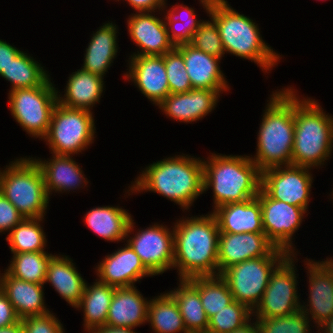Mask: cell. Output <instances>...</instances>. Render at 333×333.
Returning <instances> with one entry per match:
<instances>
[{"instance_id":"cell-1","label":"cell","mask_w":333,"mask_h":333,"mask_svg":"<svg viewBox=\"0 0 333 333\" xmlns=\"http://www.w3.org/2000/svg\"><path fill=\"white\" fill-rule=\"evenodd\" d=\"M141 171L128 187L129 195L151 191L188 211L195 199L204 193L203 159L200 157L182 153L153 162Z\"/></svg>"},{"instance_id":"cell-2","label":"cell","mask_w":333,"mask_h":333,"mask_svg":"<svg viewBox=\"0 0 333 333\" xmlns=\"http://www.w3.org/2000/svg\"><path fill=\"white\" fill-rule=\"evenodd\" d=\"M174 223V263L179 279L218 275L219 228L212 213Z\"/></svg>"},{"instance_id":"cell-3","label":"cell","mask_w":333,"mask_h":333,"mask_svg":"<svg viewBox=\"0 0 333 333\" xmlns=\"http://www.w3.org/2000/svg\"><path fill=\"white\" fill-rule=\"evenodd\" d=\"M199 1L217 26L225 53L251 60L266 73L280 62L282 55L267 45L258 24L249 16L233 9L227 0Z\"/></svg>"},{"instance_id":"cell-4","label":"cell","mask_w":333,"mask_h":333,"mask_svg":"<svg viewBox=\"0 0 333 333\" xmlns=\"http://www.w3.org/2000/svg\"><path fill=\"white\" fill-rule=\"evenodd\" d=\"M267 102L257 134L256 155L250 157L261 172L291 165L294 145L293 87L275 90Z\"/></svg>"},{"instance_id":"cell-5","label":"cell","mask_w":333,"mask_h":333,"mask_svg":"<svg viewBox=\"0 0 333 333\" xmlns=\"http://www.w3.org/2000/svg\"><path fill=\"white\" fill-rule=\"evenodd\" d=\"M209 154L203 159V188L213 189L214 209L257 197L261 171L250 156Z\"/></svg>"},{"instance_id":"cell-6","label":"cell","mask_w":333,"mask_h":333,"mask_svg":"<svg viewBox=\"0 0 333 333\" xmlns=\"http://www.w3.org/2000/svg\"><path fill=\"white\" fill-rule=\"evenodd\" d=\"M294 123L291 165L321 167L332 155L333 116L326 114L315 99H300L294 89Z\"/></svg>"},{"instance_id":"cell-7","label":"cell","mask_w":333,"mask_h":333,"mask_svg":"<svg viewBox=\"0 0 333 333\" xmlns=\"http://www.w3.org/2000/svg\"><path fill=\"white\" fill-rule=\"evenodd\" d=\"M0 192L24 218H44L50 201L40 166L33 157H20L0 170Z\"/></svg>"},{"instance_id":"cell-8","label":"cell","mask_w":333,"mask_h":333,"mask_svg":"<svg viewBox=\"0 0 333 333\" xmlns=\"http://www.w3.org/2000/svg\"><path fill=\"white\" fill-rule=\"evenodd\" d=\"M94 122L92 111L68 108L57 103L52 112L49 130L43 140L49 145L51 154L74 156L94 143Z\"/></svg>"},{"instance_id":"cell-9","label":"cell","mask_w":333,"mask_h":333,"mask_svg":"<svg viewBox=\"0 0 333 333\" xmlns=\"http://www.w3.org/2000/svg\"><path fill=\"white\" fill-rule=\"evenodd\" d=\"M49 77L41 86L9 91L8 103L12 117L31 137L43 139L58 103L57 90Z\"/></svg>"},{"instance_id":"cell-10","label":"cell","mask_w":333,"mask_h":333,"mask_svg":"<svg viewBox=\"0 0 333 333\" xmlns=\"http://www.w3.org/2000/svg\"><path fill=\"white\" fill-rule=\"evenodd\" d=\"M288 256H264L245 260L225 269L220 276L226 281L233 299L251 311L260 302L271 274Z\"/></svg>"},{"instance_id":"cell-11","label":"cell","mask_w":333,"mask_h":333,"mask_svg":"<svg viewBox=\"0 0 333 333\" xmlns=\"http://www.w3.org/2000/svg\"><path fill=\"white\" fill-rule=\"evenodd\" d=\"M289 255L271 274L269 284L258 305L252 311L255 318H273L291 315L301 309L297 291V274L294 260Z\"/></svg>"},{"instance_id":"cell-12","label":"cell","mask_w":333,"mask_h":333,"mask_svg":"<svg viewBox=\"0 0 333 333\" xmlns=\"http://www.w3.org/2000/svg\"><path fill=\"white\" fill-rule=\"evenodd\" d=\"M135 222L131 219L127 230L126 243L139 256L144 267L153 275H159L173 269L174 263V232L163 224L150 225L146 229L135 232ZM168 227V228H167Z\"/></svg>"},{"instance_id":"cell-13","label":"cell","mask_w":333,"mask_h":333,"mask_svg":"<svg viewBox=\"0 0 333 333\" xmlns=\"http://www.w3.org/2000/svg\"><path fill=\"white\" fill-rule=\"evenodd\" d=\"M257 198L261 204L262 226L268 240L289 255H297L293 247L294 233L299 230L308 210L270 198L261 188Z\"/></svg>"},{"instance_id":"cell-14","label":"cell","mask_w":333,"mask_h":333,"mask_svg":"<svg viewBox=\"0 0 333 333\" xmlns=\"http://www.w3.org/2000/svg\"><path fill=\"white\" fill-rule=\"evenodd\" d=\"M311 168L277 166L261 172V189L274 200L308 209L313 177Z\"/></svg>"},{"instance_id":"cell-15","label":"cell","mask_w":333,"mask_h":333,"mask_svg":"<svg viewBox=\"0 0 333 333\" xmlns=\"http://www.w3.org/2000/svg\"><path fill=\"white\" fill-rule=\"evenodd\" d=\"M264 256H289V254L276 248L265 233L219 232L218 275L230 266Z\"/></svg>"},{"instance_id":"cell-16","label":"cell","mask_w":333,"mask_h":333,"mask_svg":"<svg viewBox=\"0 0 333 333\" xmlns=\"http://www.w3.org/2000/svg\"><path fill=\"white\" fill-rule=\"evenodd\" d=\"M305 263L310 294L307 305L301 303V310L307 317L311 315L310 321L313 320L314 327H318L333 317V258L326 257V260L318 262L307 259Z\"/></svg>"},{"instance_id":"cell-17","label":"cell","mask_w":333,"mask_h":333,"mask_svg":"<svg viewBox=\"0 0 333 333\" xmlns=\"http://www.w3.org/2000/svg\"><path fill=\"white\" fill-rule=\"evenodd\" d=\"M128 62L129 70L123 75L125 80H131L152 104L158 106L170 94L164 55L129 56Z\"/></svg>"},{"instance_id":"cell-18","label":"cell","mask_w":333,"mask_h":333,"mask_svg":"<svg viewBox=\"0 0 333 333\" xmlns=\"http://www.w3.org/2000/svg\"><path fill=\"white\" fill-rule=\"evenodd\" d=\"M154 12H135L129 15L127 29L134 44L139 47L137 53L130 56H163L175 46L170 41L164 18L153 15Z\"/></svg>"},{"instance_id":"cell-19","label":"cell","mask_w":333,"mask_h":333,"mask_svg":"<svg viewBox=\"0 0 333 333\" xmlns=\"http://www.w3.org/2000/svg\"><path fill=\"white\" fill-rule=\"evenodd\" d=\"M108 254L96 265L97 280L115 288L132 287L144 277L153 276L128 245Z\"/></svg>"},{"instance_id":"cell-20","label":"cell","mask_w":333,"mask_h":333,"mask_svg":"<svg viewBox=\"0 0 333 333\" xmlns=\"http://www.w3.org/2000/svg\"><path fill=\"white\" fill-rule=\"evenodd\" d=\"M220 96L215 90L193 88L185 93H170L158 108L175 121L192 123L212 112Z\"/></svg>"},{"instance_id":"cell-21","label":"cell","mask_w":333,"mask_h":333,"mask_svg":"<svg viewBox=\"0 0 333 333\" xmlns=\"http://www.w3.org/2000/svg\"><path fill=\"white\" fill-rule=\"evenodd\" d=\"M175 48L183 55L192 88L215 90L221 94L223 91H229L228 82L219 66L220 58L198 50L190 44Z\"/></svg>"},{"instance_id":"cell-22","label":"cell","mask_w":333,"mask_h":333,"mask_svg":"<svg viewBox=\"0 0 333 333\" xmlns=\"http://www.w3.org/2000/svg\"><path fill=\"white\" fill-rule=\"evenodd\" d=\"M52 156L48 160L33 158L40 166L44 176L48 196L52 195V192L67 193L70 190L84 188L88 185L89 182L84 177L82 167L75 162L72 155L52 154Z\"/></svg>"},{"instance_id":"cell-23","label":"cell","mask_w":333,"mask_h":333,"mask_svg":"<svg viewBox=\"0 0 333 333\" xmlns=\"http://www.w3.org/2000/svg\"><path fill=\"white\" fill-rule=\"evenodd\" d=\"M211 213L216 218L220 232L264 233L261 204L257 197L219 206Z\"/></svg>"},{"instance_id":"cell-24","label":"cell","mask_w":333,"mask_h":333,"mask_svg":"<svg viewBox=\"0 0 333 333\" xmlns=\"http://www.w3.org/2000/svg\"><path fill=\"white\" fill-rule=\"evenodd\" d=\"M0 273V289L6 294L20 319L50 312L44 300V284L30 283Z\"/></svg>"},{"instance_id":"cell-25","label":"cell","mask_w":333,"mask_h":333,"mask_svg":"<svg viewBox=\"0 0 333 333\" xmlns=\"http://www.w3.org/2000/svg\"><path fill=\"white\" fill-rule=\"evenodd\" d=\"M148 304L135 286L115 288L106 325L135 329L147 323Z\"/></svg>"},{"instance_id":"cell-26","label":"cell","mask_w":333,"mask_h":333,"mask_svg":"<svg viewBox=\"0 0 333 333\" xmlns=\"http://www.w3.org/2000/svg\"><path fill=\"white\" fill-rule=\"evenodd\" d=\"M68 78L63 96L56 88L58 103L68 108L91 111L92 107L100 102L105 87L104 78L81 68Z\"/></svg>"},{"instance_id":"cell-27","label":"cell","mask_w":333,"mask_h":333,"mask_svg":"<svg viewBox=\"0 0 333 333\" xmlns=\"http://www.w3.org/2000/svg\"><path fill=\"white\" fill-rule=\"evenodd\" d=\"M90 39L85 49L81 69L104 78L118 53V28L113 22L103 23Z\"/></svg>"},{"instance_id":"cell-28","label":"cell","mask_w":333,"mask_h":333,"mask_svg":"<svg viewBox=\"0 0 333 333\" xmlns=\"http://www.w3.org/2000/svg\"><path fill=\"white\" fill-rule=\"evenodd\" d=\"M73 260L56 254L50 261L45 283H50L69 305L76 307L83 295L86 280L77 271Z\"/></svg>"},{"instance_id":"cell-29","label":"cell","mask_w":333,"mask_h":333,"mask_svg":"<svg viewBox=\"0 0 333 333\" xmlns=\"http://www.w3.org/2000/svg\"><path fill=\"white\" fill-rule=\"evenodd\" d=\"M119 206L94 207L84 215L88 229L110 241L126 240L129 223L133 218L128 210Z\"/></svg>"},{"instance_id":"cell-30","label":"cell","mask_w":333,"mask_h":333,"mask_svg":"<svg viewBox=\"0 0 333 333\" xmlns=\"http://www.w3.org/2000/svg\"><path fill=\"white\" fill-rule=\"evenodd\" d=\"M90 286L86 283L82 298L75 307L83 311L84 329L86 332L106 325L109 307L115 287L95 280Z\"/></svg>"},{"instance_id":"cell-31","label":"cell","mask_w":333,"mask_h":333,"mask_svg":"<svg viewBox=\"0 0 333 333\" xmlns=\"http://www.w3.org/2000/svg\"><path fill=\"white\" fill-rule=\"evenodd\" d=\"M178 285L168 293L178 304L188 333H207L208 318L198 290L187 279H179Z\"/></svg>"},{"instance_id":"cell-32","label":"cell","mask_w":333,"mask_h":333,"mask_svg":"<svg viewBox=\"0 0 333 333\" xmlns=\"http://www.w3.org/2000/svg\"><path fill=\"white\" fill-rule=\"evenodd\" d=\"M147 323L154 333H188L178 304L168 292L149 300Z\"/></svg>"},{"instance_id":"cell-33","label":"cell","mask_w":333,"mask_h":333,"mask_svg":"<svg viewBox=\"0 0 333 333\" xmlns=\"http://www.w3.org/2000/svg\"><path fill=\"white\" fill-rule=\"evenodd\" d=\"M41 65L33 57L21 51L0 76L12 84L10 91L41 86L50 76Z\"/></svg>"},{"instance_id":"cell-34","label":"cell","mask_w":333,"mask_h":333,"mask_svg":"<svg viewBox=\"0 0 333 333\" xmlns=\"http://www.w3.org/2000/svg\"><path fill=\"white\" fill-rule=\"evenodd\" d=\"M199 292L207 318L234 301L226 281L220 276H197L187 279Z\"/></svg>"},{"instance_id":"cell-35","label":"cell","mask_w":333,"mask_h":333,"mask_svg":"<svg viewBox=\"0 0 333 333\" xmlns=\"http://www.w3.org/2000/svg\"><path fill=\"white\" fill-rule=\"evenodd\" d=\"M44 218H24L5 238L11 253L46 252V234L41 221Z\"/></svg>"},{"instance_id":"cell-36","label":"cell","mask_w":333,"mask_h":333,"mask_svg":"<svg viewBox=\"0 0 333 333\" xmlns=\"http://www.w3.org/2000/svg\"><path fill=\"white\" fill-rule=\"evenodd\" d=\"M12 261L7 269L11 276L30 283L45 285L46 273L51 259L48 252L12 253Z\"/></svg>"},{"instance_id":"cell-37","label":"cell","mask_w":333,"mask_h":333,"mask_svg":"<svg viewBox=\"0 0 333 333\" xmlns=\"http://www.w3.org/2000/svg\"><path fill=\"white\" fill-rule=\"evenodd\" d=\"M165 13L164 20L168 36L175 47L189 44L194 32L204 22L201 19L197 20L194 8H189L183 4H175L169 10L167 9ZM181 24L183 26L179 27Z\"/></svg>"},{"instance_id":"cell-38","label":"cell","mask_w":333,"mask_h":333,"mask_svg":"<svg viewBox=\"0 0 333 333\" xmlns=\"http://www.w3.org/2000/svg\"><path fill=\"white\" fill-rule=\"evenodd\" d=\"M251 315L252 311L246 305L234 300L208 319L207 333H231L250 321Z\"/></svg>"},{"instance_id":"cell-39","label":"cell","mask_w":333,"mask_h":333,"mask_svg":"<svg viewBox=\"0 0 333 333\" xmlns=\"http://www.w3.org/2000/svg\"><path fill=\"white\" fill-rule=\"evenodd\" d=\"M261 333H311L310 317L299 311L281 317L255 318Z\"/></svg>"},{"instance_id":"cell-40","label":"cell","mask_w":333,"mask_h":333,"mask_svg":"<svg viewBox=\"0 0 333 333\" xmlns=\"http://www.w3.org/2000/svg\"><path fill=\"white\" fill-rule=\"evenodd\" d=\"M165 69L170 93H185L193 89L184 63L183 55L174 48L164 54Z\"/></svg>"},{"instance_id":"cell-41","label":"cell","mask_w":333,"mask_h":333,"mask_svg":"<svg viewBox=\"0 0 333 333\" xmlns=\"http://www.w3.org/2000/svg\"><path fill=\"white\" fill-rule=\"evenodd\" d=\"M192 47L209 55L222 59L225 51L216 24L211 20H205L194 32L189 43Z\"/></svg>"},{"instance_id":"cell-42","label":"cell","mask_w":333,"mask_h":333,"mask_svg":"<svg viewBox=\"0 0 333 333\" xmlns=\"http://www.w3.org/2000/svg\"><path fill=\"white\" fill-rule=\"evenodd\" d=\"M23 333H65L60 320L52 313L20 319Z\"/></svg>"},{"instance_id":"cell-43","label":"cell","mask_w":333,"mask_h":333,"mask_svg":"<svg viewBox=\"0 0 333 333\" xmlns=\"http://www.w3.org/2000/svg\"><path fill=\"white\" fill-rule=\"evenodd\" d=\"M23 219L16 207L0 192V233L10 232Z\"/></svg>"},{"instance_id":"cell-44","label":"cell","mask_w":333,"mask_h":333,"mask_svg":"<svg viewBox=\"0 0 333 333\" xmlns=\"http://www.w3.org/2000/svg\"><path fill=\"white\" fill-rule=\"evenodd\" d=\"M20 322L13 305L0 289V328H6Z\"/></svg>"},{"instance_id":"cell-45","label":"cell","mask_w":333,"mask_h":333,"mask_svg":"<svg viewBox=\"0 0 333 333\" xmlns=\"http://www.w3.org/2000/svg\"><path fill=\"white\" fill-rule=\"evenodd\" d=\"M119 1V0H117ZM137 12H158L167 8V0H125ZM158 9V11H157ZM162 9V10H161ZM156 10V11H155Z\"/></svg>"},{"instance_id":"cell-46","label":"cell","mask_w":333,"mask_h":333,"mask_svg":"<svg viewBox=\"0 0 333 333\" xmlns=\"http://www.w3.org/2000/svg\"><path fill=\"white\" fill-rule=\"evenodd\" d=\"M20 52V49L0 39V73L6 69L11 60L14 59Z\"/></svg>"},{"instance_id":"cell-47","label":"cell","mask_w":333,"mask_h":333,"mask_svg":"<svg viewBox=\"0 0 333 333\" xmlns=\"http://www.w3.org/2000/svg\"><path fill=\"white\" fill-rule=\"evenodd\" d=\"M87 333H137L130 327H113V326H103L97 327L88 331Z\"/></svg>"},{"instance_id":"cell-48","label":"cell","mask_w":333,"mask_h":333,"mask_svg":"<svg viewBox=\"0 0 333 333\" xmlns=\"http://www.w3.org/2000/svg\"><path fill=\"white\" fill-rule=\"evenodd\" d=\"M231 333H261L257 321H248L241 328L233 330Z\"/></svg>"},{"instance_id":"cell-49","label":"cell","mask_w":333,"mask_h":333,"mask_svg":"<svg viewBox=\"0 0 333 333\" xmlns=\"http://www.w3.org/2000/svg\"><path fill=\"white\" fill-rule=\"evenodd\" d=\"M317 329L319 331L318 333H333V317H331L330 319H326L322 324L317 327Z\"/></svg>"},{"instance_id":"cell-50","label":"cell","mask_w":333,"mask_h":333,"mask_svg":"<svg viewBox=\"0 0 333 333\" xmlns=\"http://www.w3.org/2000/svg\"><path fill=\"white\" fill-rule=\"evenodd\" d=\"M0 333H23L21 321L6 328H0Z\"/></svg>"}]
</instances>
